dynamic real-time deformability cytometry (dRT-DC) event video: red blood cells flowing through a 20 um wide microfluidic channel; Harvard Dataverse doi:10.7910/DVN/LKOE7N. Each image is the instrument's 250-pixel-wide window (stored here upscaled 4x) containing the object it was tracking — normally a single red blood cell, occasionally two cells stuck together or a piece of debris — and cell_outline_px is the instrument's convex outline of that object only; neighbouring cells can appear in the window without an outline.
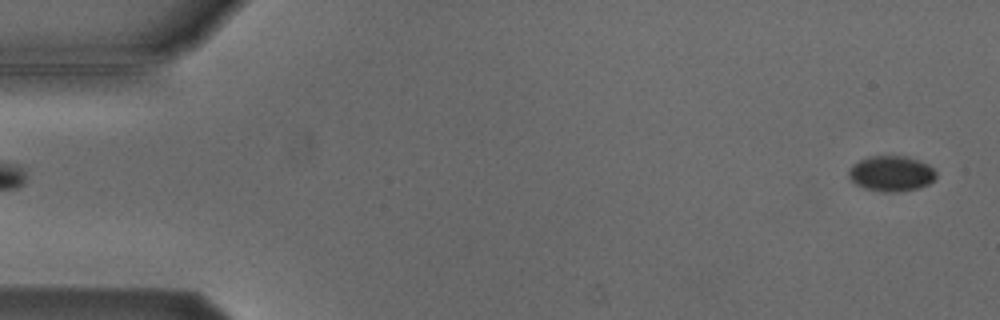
{"species": "Egyptian fruit bat (a non-hibernating species)", "species_latin": "Rousettus aegyptiacus", "temperature_condition": "cold", "stored_images_in_passage": 4, "segment_of_instrument_passage": [2, 2], "camera_frame_rate_fps": 3000, "um_per_image_px": 0.085, "animal": {"sex": "male"}, "frame": {"image": 1, "passage_image": 4, "time_ms": 3.667, "image_size_px": [1000, 320], "cell_outline_px": [[936, 176], [928, 184], [916, 188], [896, 192], [880, 192], [864, 188], [856, 184], [848, 176], [848, 172], [852, 164], [860, 160], [872, 156], [908, 156], [928, 164], [936, 172]], "centroid_in_image_um": [75.74, 14.75], "position_along_channel_um": 9.3, "area_um2": 17.98}}